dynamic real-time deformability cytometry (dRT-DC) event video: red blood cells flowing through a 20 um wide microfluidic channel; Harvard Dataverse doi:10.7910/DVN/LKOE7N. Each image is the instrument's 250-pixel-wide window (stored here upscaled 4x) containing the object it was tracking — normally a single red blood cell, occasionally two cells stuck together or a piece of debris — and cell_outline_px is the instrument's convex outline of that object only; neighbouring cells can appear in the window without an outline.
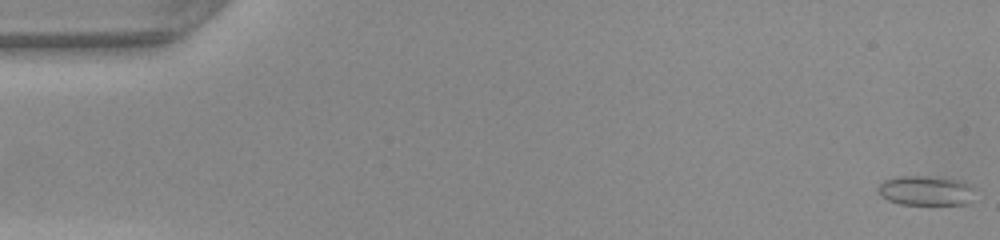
{"species": "common noctule bat (a hibernating species)", "species_latin": "Nyctalus noctula", "temperature_condition": "warm", "stored_images_in_passage": 49, "camera_frame_rate_fps": 3000, "um_per_image_px": 0.085, "animal": {"sex": "female", "body_mass_g": 22.0, "forearm_length_mm": 56.7}, "frame": {"image": 1, "passage_image": 1, "time_ms": 0.0, "image_size_px": [1000, 240], "cell_outline_px": [[976, 188], [964, 204], [900, 204], [888, 200], [880, 196], [880, 184], [884, 180], [900, 176], [924, 176], [964, 180]], "centroid_in_image_um": [78.7, 16.19], "position_along_channel_um": 6.3, "area_um2": 16.53}}
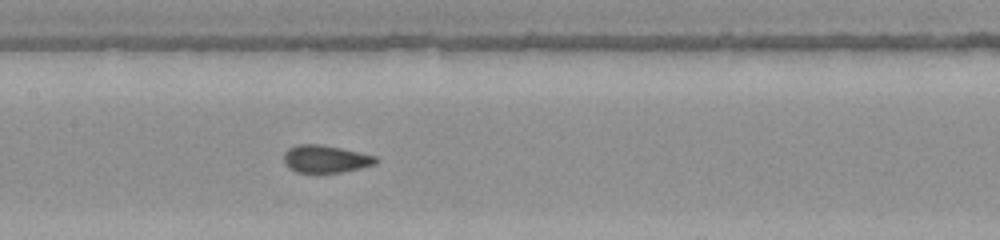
{"frame": {"image": 2, "passage_image": 24, "time_ms": 7.667, "image_size_px": [1000, 240], "cell_outline_px": [[380, 160], [376, 164], [360, 168], [340, 172], [296, 172], [288, 168], [284, 164], [284, 152], [288, 148], [296, 144], [320, 144], [360, 152], [376, 156]], "centroid_in_image_um": [27.66, 13.5], "position_along_channel_um": 179.7, "area_um2": 14.85}}
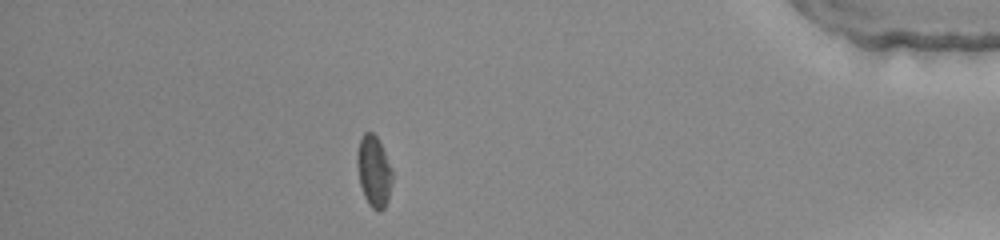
{"frame": {"image": 3, "passage_image": 43, "time_ms": 14.0, "image_size_px": [1000, 240], "cell_outline_px": [[392, 180], [388, 200], [384, 208], [380, 212], [376, 212], [368, 204], [364, 196], [360, 184], [356, 164], [356, 152], [360, 140], [364, 132], [372, 132], [376, 136], [392, 168]], "centroid_in_image_um": [31.76, 14.59], "position_along_channel_um": 403.4, "area_um2": 14.68}, "authors_computed_cell_mechanics": {"area_um2": 14.8546, "velocity_mm_per_s": 4.2431, "shape_relaxation_time_tau1_ms": 3.8709, "shape_relaxation_time_tau2_ms": 0.869, "deformation_change_tau1": 0.1268, "deformation_change_tau2": 0.044}}